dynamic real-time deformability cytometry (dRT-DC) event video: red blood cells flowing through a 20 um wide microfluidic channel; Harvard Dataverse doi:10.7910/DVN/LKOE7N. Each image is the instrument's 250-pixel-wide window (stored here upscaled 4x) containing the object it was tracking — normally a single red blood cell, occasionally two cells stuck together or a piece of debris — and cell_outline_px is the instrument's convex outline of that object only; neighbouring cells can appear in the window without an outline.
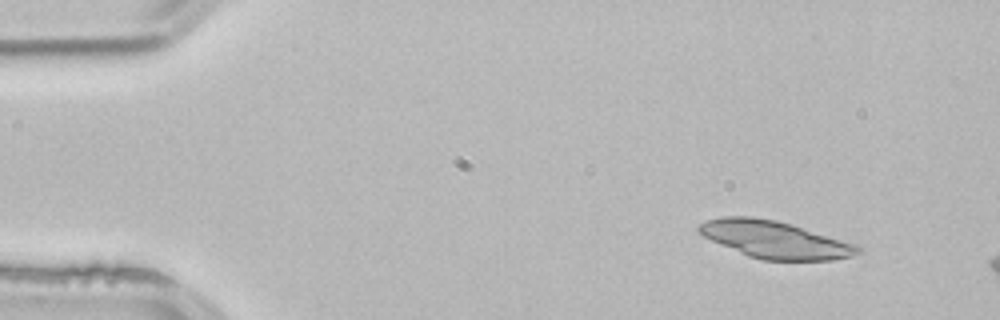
{"species": "common noctule bat (a hibernating species)", "species_latin": "Nyctalus noctula", "temperature_condition": "room temperature", "stored_images_in_passage": 10, "camera_frame_rate_fps": 3000, "um_per_image_px": 0.085, "animal": {"sex": "male", "body_mass_g": 21.5, "forearm_length_mm": 52.0}, "frame": {"image": 1, "passage_image": 4, "time_ms": 1.0, "image_size_px": [1000, 320], "cell_outline_px": [[860, 252], [852, 256], [832, 260], [760, 260], [748, 256], [720, 244], [704, 236], [696, 228], [700, 224], [708, 220], [720, 216], [752, 216], [776, 220], [856, 244], [860, 248]], "centroid_in_image_um": [65.84, 20.37], "position_along_channel_um": 19.2, "area_um2": 34.1}}